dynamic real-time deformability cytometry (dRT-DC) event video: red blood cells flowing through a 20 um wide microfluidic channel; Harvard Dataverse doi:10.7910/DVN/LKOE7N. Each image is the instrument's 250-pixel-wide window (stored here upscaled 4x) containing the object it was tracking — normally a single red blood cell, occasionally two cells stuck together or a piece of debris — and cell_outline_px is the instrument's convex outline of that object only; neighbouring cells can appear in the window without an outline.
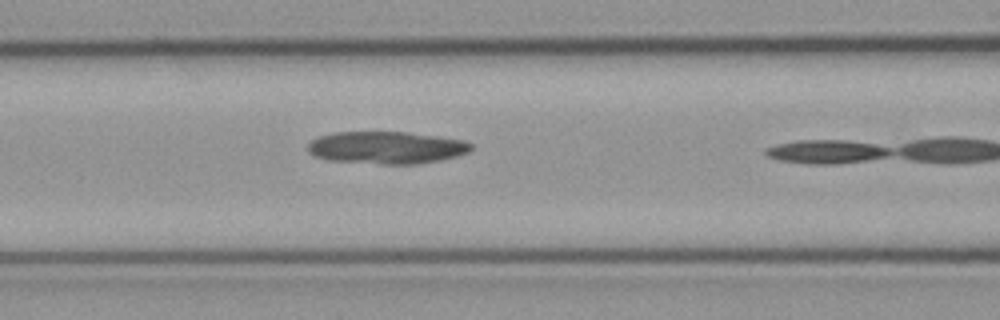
{"species": "common noctule bat (a hibernating species)", "species_latin": "Nyctalus noctula", "temperature_condition": "cold", "stored_images_in_passage": 7, "camera_frame_rate_fps": 3000, "um_per_image_px": 0.085, "animal": {"sex": "male", "body_mass_g": 23.1, "forearm_length_mm": 52.7}, "frame": {"image": 1, "passage_image": 6, "time_ms": 1.667, "image_size_px": [1000, 320], "cell_outline_px": [[472, 148], [468, 152], [456, 156], [440, 160], [420, 164], [380, 164], [328, 160], [316, 156], [308, 152], [308, 144], [312, 140], [320, 136], [332, 132], [404, 132], [464, 140], [472, 144]], "centroid_in_image_um": [32.84, 12.55], "position_along_channel_um": 133.8, "area_um2": 30.69}}